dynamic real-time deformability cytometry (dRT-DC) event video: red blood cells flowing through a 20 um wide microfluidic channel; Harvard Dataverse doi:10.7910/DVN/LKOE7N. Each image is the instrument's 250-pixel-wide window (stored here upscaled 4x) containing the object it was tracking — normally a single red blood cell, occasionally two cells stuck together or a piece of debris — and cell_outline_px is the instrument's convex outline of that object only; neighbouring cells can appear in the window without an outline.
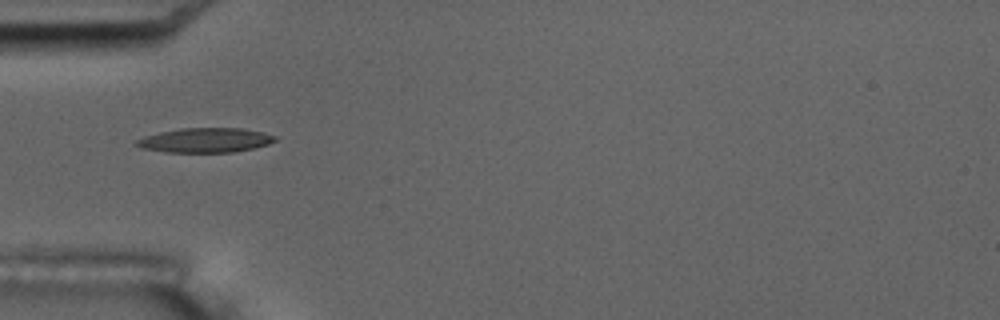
{"species": "common noctule bat (a hibernating species)", "species_latin": "Nyctalus noctula", "temperature_condition": "room temperature", "stored_images_in_passage": 7, "camera_frame_rate_fps": 3000, "um_per_image_px": 0.085, "animal": {"sex": "male", "body_mass_g": 17.5, "forearm_length_mm": 52.3}, "frame": {"image": 1, "passage_image": 6, "time_ms": 7.333, "image_size_px": [1000, 320], "cell_outline_px": [[276, 140], [268, 144], [252, 148], [232, 152], [164, 152], [140, 148], [132, 144], [136, 140], [144, 136], [160, 132], [180, 128], [244, 128], [264, 132], [276, 136]], "centroid_in_image_um": [17.4, 11.91], "position_along_channel_um": 67.6, "area_um2": 19.94}}